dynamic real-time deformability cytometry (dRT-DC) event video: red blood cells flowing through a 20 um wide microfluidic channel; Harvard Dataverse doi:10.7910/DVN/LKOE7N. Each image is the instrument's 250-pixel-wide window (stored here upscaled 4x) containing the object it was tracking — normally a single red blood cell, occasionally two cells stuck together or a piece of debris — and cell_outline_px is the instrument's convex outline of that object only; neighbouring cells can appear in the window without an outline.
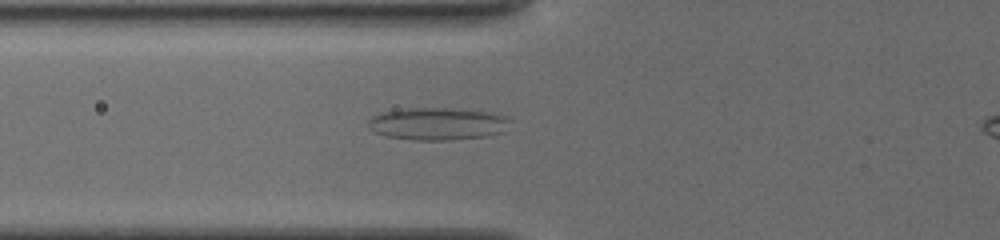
{"species": "common noctule bat (a hibernating species)", "species_latin": "Nyctalus noctula", "temperature_condition": "cold", "stored_images_in_passage": 15, "camera_frame_rate_fps": 3000, "um_per_image_px": 0.085, "animal": {"sex": "female", "body_mass_g": 19.5, "forearm_length_mm": 54.1}, "frame": {"image": 1, "passage_image": 11, "time_ms": 7.333, "image_size_px": [1000, 240], "cell_outline_px": [[512, 120], [504, 132], [484, 136], [448, 140], [412, 140], [388, 136], [376, 132], [368, 128], [368, 120], [372, 116], [380, 112], [408, 108], [460, 108], [492, 112], [504, 116]], "centroid_in_image_um": [37.21, 10.51], "position_along_channel_um": 88.6, "area_um2": 27.05}}
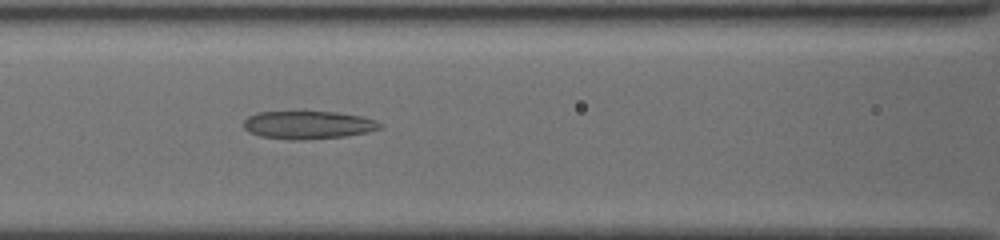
{"frame": {"image": 2, "passage_image": 15, "time_ms": 8.667, "image_size_px": [1000, 240], "cell_outline_px": [[380, 128], [368, 132], [344, 136], [300, 140], [288, 140], [260, 136], [244, 128], [244, 120], [248, 116], [260, 112], [296, 108], [300, 108], [336, 112], [360, 116], [376, 120], [380, 124]], "centroid_in_image_um": [26.13, 10.56], "position_along_channel_um": 140.5, "area_um2": 23.12}}